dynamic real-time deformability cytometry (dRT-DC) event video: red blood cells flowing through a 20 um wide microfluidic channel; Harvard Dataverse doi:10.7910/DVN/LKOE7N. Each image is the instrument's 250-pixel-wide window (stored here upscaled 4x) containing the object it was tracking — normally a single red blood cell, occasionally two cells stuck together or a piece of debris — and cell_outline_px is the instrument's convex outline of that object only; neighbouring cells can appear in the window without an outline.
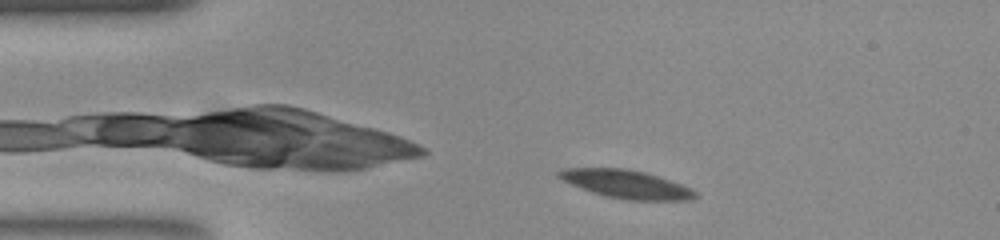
{"species": "common noctule bat (a hibernating species)", "species_latin": "Nyctalus noctula", "temperature_condition": "room temperature", "stored_images_in_passage": 47, "camera_frame_rate_fps": 3000, "um_per_image_px": 0.085, "animal": {"sex": "female", "body_mass_g": 23.0, "forearm_length_mm": 53.4}, "frame": {"image": 1, "passage_image": 3, "time_ms": 0.667, "image_size_px": [1000, 240], "cell_outline_px": [[700, 196], [692, 200], [628, 200], [608, 196], [592, 192], [572, 184], [556, 176], [556, 172], [564, 168], [628, 168], [644, 172], [692, 188]], "centroid_in_image_um": [53.26, 15.65], "position_along_channel_um": 31.7, "area_um2": 22.25}}
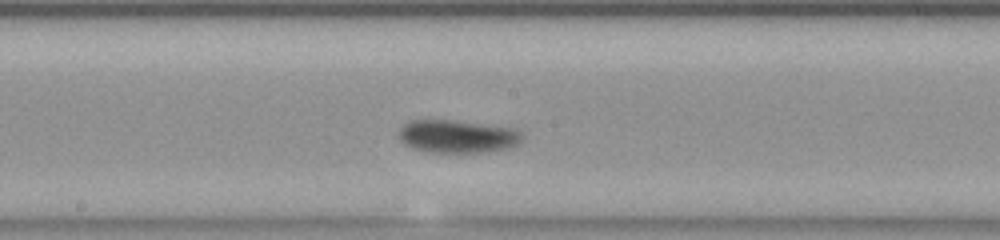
{"frame": {"image": 2, "passage_image": 21, "time_ms": 6.667, "image_size_px": [1000, 240], "cell_outline_px": [[524, 136], [516, 144], [508, 148], [488, 152], [432, 152], [412, 148], [404, 144], [400, 140], [400, 128], [408, 120], [456, 120], [516, 128]], "centroid_in_image_um": [38.89, 11.58], "position_along_channel_um": 209.3, "area_um2": 23.76}}
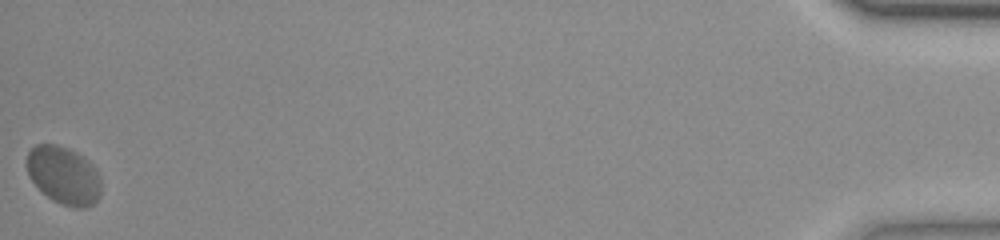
{"frame": {"image": 3, "passage_image": 47, "time_ms": 15.333, "image_size_px": [1000, 240], "cell_outline_px": [[100, 196], [92, 204], [84, 208], [72, 208], [60, 204], [52, 200], [28, 176], [28, 152], [36, 144], [56, 144], [68, 148], [84, 156], [92, 164], [100, 176]], "centroid_in_image_um": [5.44, 14.91], "position_along_channel_um": 429.8, "area_um2": 24.97}, "authors_computed_cell_mechanics": {"area_um2": 23.409, "velocity_mm_per_s": 3.7253, "shape_relaxation_time_tau1_ms": 4.475, "shape_relaxation_time_tau2_ms": null, "deformation_change_tau1": 0.1134, "deformation_change_tau2": null}}